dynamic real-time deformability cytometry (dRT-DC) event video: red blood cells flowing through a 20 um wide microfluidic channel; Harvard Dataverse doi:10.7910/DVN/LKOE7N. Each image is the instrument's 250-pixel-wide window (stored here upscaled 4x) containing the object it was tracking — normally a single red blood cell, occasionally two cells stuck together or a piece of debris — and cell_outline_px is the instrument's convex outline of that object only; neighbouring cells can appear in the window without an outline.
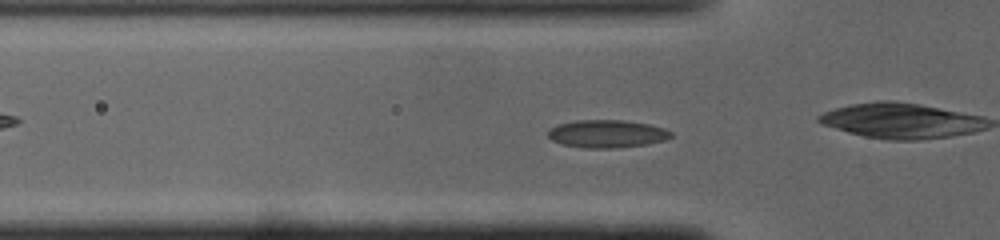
{"species": "common noctule bat (a hibernating species)", "species_latin": "Nyctalus noctula", "temperature_condition": "cold", "stored_images_in_passage": 48, "camera_frame_rate_fps": 3000, "um_per_image_px": 0.085, "animal": {"sex": "male", "body_mass_g": 19.0, "forearm_length_mm": 50.8}, "frame": {"image": 1, "passage_image": 14, "time_ms": 4.333, "image_size_px": [1000, 240], "cell_outline_px": [[672, 136], [664, 140], [648, 144], [616, 148], [584, 148], [560, 144], [552, 140], [548, 136], [548, 132], [552, 128], [560, 124], [576, 120], [620, 120], [648, 124], [664, 128], [672, 132]], "centroid_in_image_um": [51.6, 11.38], "position_along_channel_um": 74.2, "area_um2": 19.83}, "authors_computed_cell_mechanics": {"area_um2": 18.4671, "velocity_mm_per_s": 4.0965, "shape_relaxation_time_tau1_ms": 10.1013, "shape_relaxation_time_tau2_ms": 2.6929, "deformation_change_tau1": 0.1874, "deformation_change_tau2": 0.0711}}